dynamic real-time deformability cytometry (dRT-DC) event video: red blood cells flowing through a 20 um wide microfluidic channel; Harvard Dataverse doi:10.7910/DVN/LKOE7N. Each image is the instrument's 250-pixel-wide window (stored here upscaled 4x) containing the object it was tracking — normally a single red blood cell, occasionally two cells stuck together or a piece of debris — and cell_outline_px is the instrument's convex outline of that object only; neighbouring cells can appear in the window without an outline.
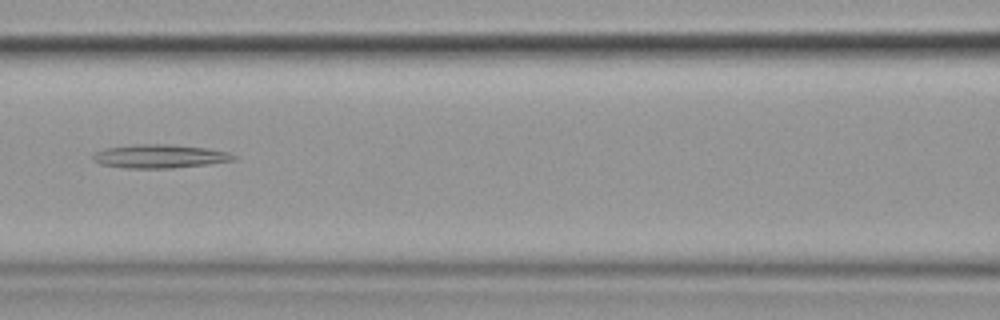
{"species": "common noctule bat (a hibernating species)", "species_latin": "Nyctalus noctula", "temperature_condition": "cold", "stored_images_in_passage": 11, "camera_frame_rate_fps": 3000, "um_per_image_px": 0.085, "animal": {"sex": "female", "body_mass_g": 19.9}, "frame": {"image": 1, "passage_image": 7, "time_ms": 8.0, "image_size_px": [1000, 320], "cell_outline_px": [[236, 160], [208, 164], [168, 168], [128, 168], [100, 164], [92, 160], [92, 156], [96, 152], [104, 148], [136, 144], [168, 144], [208, 148], [228, 152], [236, 156]], "centroid_in_image_um": [13.57, 13.28], "position_along_channel_um": 153.0, "area_um2": 19.31}}
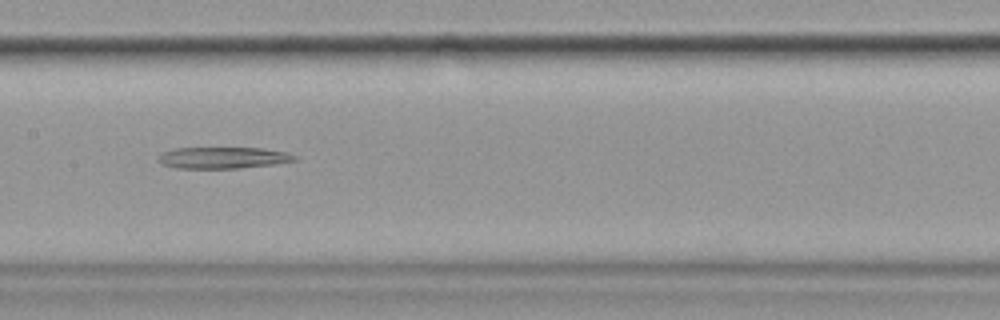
{"frame": {"image": 2, "passage_image": 8, "time_ms": 9.0, "image_size_px": [1000, 320], "cell_outline_px": [[296, 160], [272, 164], [240, 168], [176, 168], [164, 164], [160, 160], [160, 152], [176, 148], [260, 148], [284, 152], [296, 156]], "centroid_in_image_um": [18.93, 13.4], "position_along_channel_um": 188.5, "area_um2": 16.7}}